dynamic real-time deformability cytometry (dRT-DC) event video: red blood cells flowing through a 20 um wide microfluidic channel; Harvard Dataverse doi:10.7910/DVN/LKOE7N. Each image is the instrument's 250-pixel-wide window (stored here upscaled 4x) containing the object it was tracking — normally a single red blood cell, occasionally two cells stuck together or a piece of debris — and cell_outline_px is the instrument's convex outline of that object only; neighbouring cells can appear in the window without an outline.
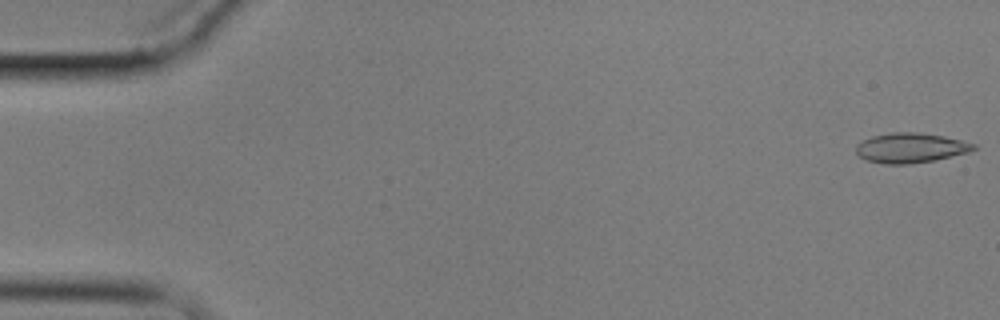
{"species": "common noctule bat (a hibernating species)", "species_latin": "Nyctalus noctula", "temperature_condition": "cold", "stored_images_in_passage": 4, "camera_frame_rate_fps": 3000, "um_per_image_px": 0.085, "animal": {"sex": "male", "body_mass_g": 17.9}, "frame": {"image": 1, "passage_image": 1, "time_ms": 0.0, "image_size_px": [1000, 320], "cell_outline_px": [[976, 148], [968, 152], [936, 160], [908, 164], [884, 164], [868, 160], [860, 156], [856, 152], [856, 144], [872, 136], [892, 132], [916, 132], [944, 136], [976, 144]], "centroid_in_image_um": [77.4, 12.57], "position_along_channel_um": 7.6, "area_um2": 20.35}}
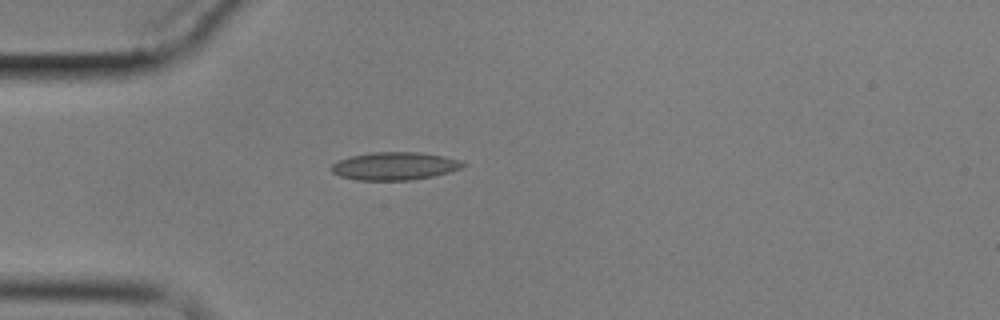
{"frame": {"image": 2, "passage_image": 4, "time_ms": 5.0, "image_size_px": [1000, 320], "cell_outline_px": [[468, 164], [460, 168], [448, 172], [432, 176], [408, 180], [356, 180], [340, 176], [332, 172], [332, 164], [348, 156], [372, 152], [420, 152], [444, 156], [460, 160]], "centroid_in_image_um": [33.54, 14.1], "position_along_channel_um": 51.5, "area_um2": 21.33}}